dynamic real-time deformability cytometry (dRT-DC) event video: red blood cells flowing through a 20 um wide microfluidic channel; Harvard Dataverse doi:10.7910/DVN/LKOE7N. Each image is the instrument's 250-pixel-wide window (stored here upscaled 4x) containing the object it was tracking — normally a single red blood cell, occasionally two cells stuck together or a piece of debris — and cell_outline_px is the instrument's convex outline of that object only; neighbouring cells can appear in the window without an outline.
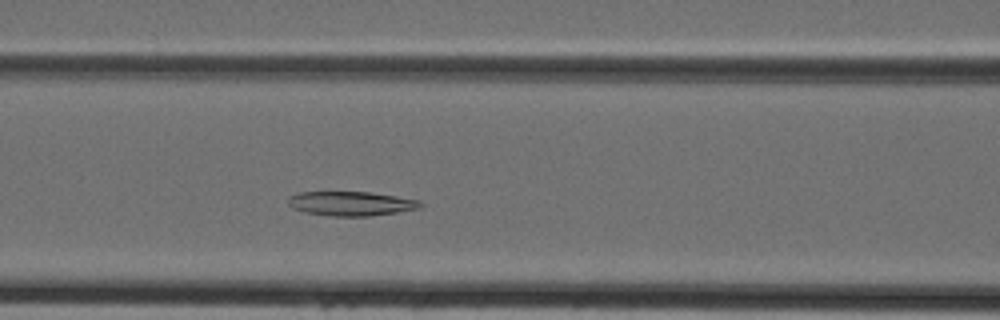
{"species": "Egyptian fruit bat (a non-hibernating species)", "species_latin": "Rousettus aegyptiacus", "temperature_condition": "cold", "stored_images_in_passage": 38, "camera_frame_rate_fps": 3000, "um_per_image_px": 0.085, "animal": {"sex": "female"}, "frame": {"image": 1, "passage_image": 12, "time_ms": 3.667, "image_size_px": [1000, 320], "cell_outline_px": [[424, 204], [420, 208], [372, 216], [328, 216], [304, 212], [292, 208], [288, 204], [288, 200], [292, 196], [300, 192], [368, 192], [396, 196], [420, 200]], "centroid_in_image_um": [29.85, 17.31], "position_along_channel_um": 136.7, "area_um2": 18.73}}
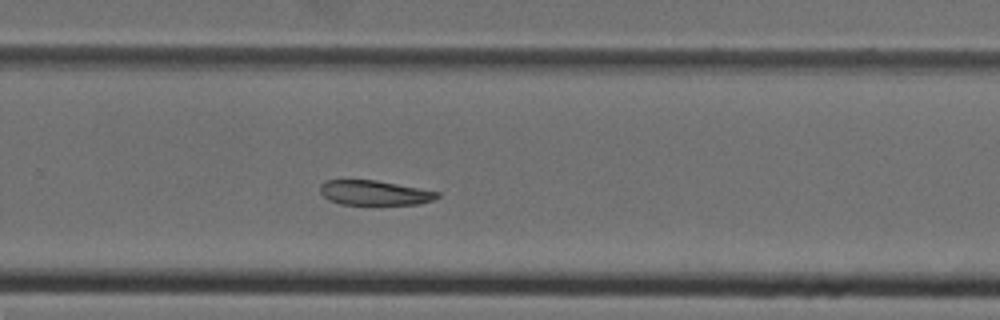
{"frame": {"image": 2, "passage_image": 23, "time_ms": 7.333, "image_size_px": [1000, 320], "cell_outline_px": [[440, 196], [432, 200], [420, 204], [340, 204], [328, 200], [320, 192], [320, 184], [324, 180], [376, 180], [440, 192]], "centroid_in_image_um": [31.81, 16.38], "position_along_channel_um": 298.0, "area_um2": 16.82}}
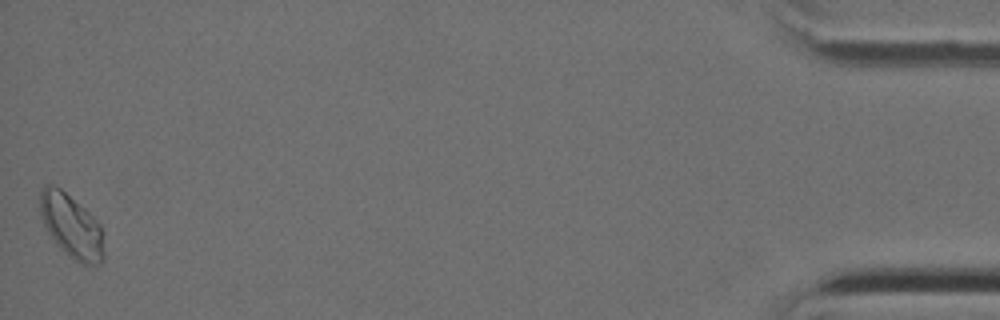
{"frame": {"image": 3, "passage_image": 38, "time_ms": 12.333, "image_size_px": [1000, 320], "cell_outline_px": [[104, 260], [100, 264], [80, 264], [64, 252], [56, 244], [48, 232], [40, 216], [40, 192], [44, 184], [52, 184], [60, 188], [84, 208], [100, 224], [104, 252]], "centroid_in_image_um": [6.06, 19.22], "position_along_channel_um": 429.1, "area_um2": 23.58}}